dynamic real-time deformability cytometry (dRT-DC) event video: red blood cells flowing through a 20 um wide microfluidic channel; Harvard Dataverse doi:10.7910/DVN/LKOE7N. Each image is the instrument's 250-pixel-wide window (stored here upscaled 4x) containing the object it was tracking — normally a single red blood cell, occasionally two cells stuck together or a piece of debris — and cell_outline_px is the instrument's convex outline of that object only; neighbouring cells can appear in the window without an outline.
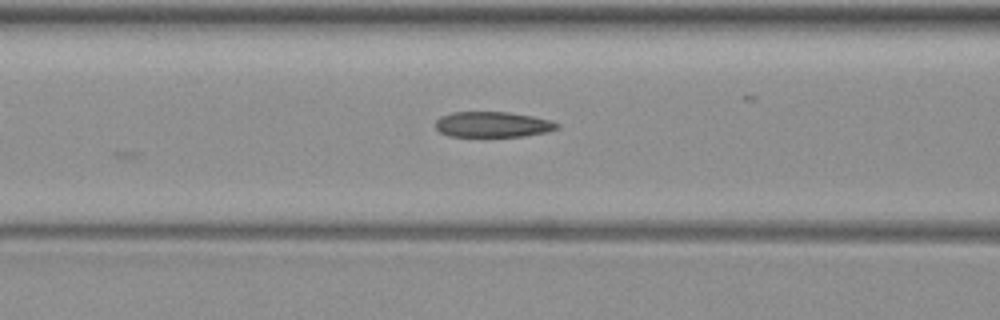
{"species": "common noctule bat (a hibernating species)", "species_latin": "Nyctalus noctula", "temperature_condition": "warm", "stored_images_in_passage": 9, "camera_frame_rate_fps": 3000, "um_per_image_px": 0.085, "animal": {"sex": "female", "body_mass_g": 19.3, "forearm_length_mm": 54.1}, "frame": {"image": 1, "passage_image": 8, "time_ms": 8.333, "image_size_px": [1000, 320], "cell_outline_px": [[560, 128], [548, 132], [524, 136], [448, 136], [440, 132], [436, 128], [436, 120], [440, 116], [452, 112], [508, 112], [532, 116], [548, 120], [560, 124]], "centroid_in_image_um": [41.88, 10.58], "position_along_channel_um": 124.7, "area_um2": 18.09}}